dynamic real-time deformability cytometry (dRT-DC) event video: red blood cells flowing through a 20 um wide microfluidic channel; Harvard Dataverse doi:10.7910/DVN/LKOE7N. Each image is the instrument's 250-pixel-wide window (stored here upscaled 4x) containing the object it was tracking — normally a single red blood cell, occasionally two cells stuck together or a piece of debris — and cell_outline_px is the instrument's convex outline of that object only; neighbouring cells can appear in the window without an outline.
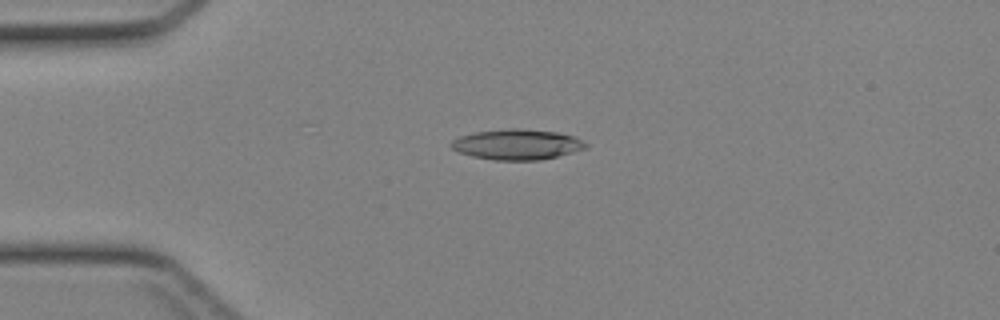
{"species": "Egyptian fruit bat (a non-hibernating species)", "species_latin": "Rousettus aegyptiacus", "temperature_condition": "cold", "stored_images_in_passage": 29, "camera_frame_rate_fps": 3000, "um_per_image_px": 0.085, "animal": {"sex": "female"}, "frame": {"image": 1, "passage_image": 10, "time_ms": 3.0, "image_size_px": [1000, 320], "cell_outline_px": [[588, 148], [540, 160], [492, 160], [472, 156], [460, 152], [452, 148], [448, 144], [452, 140], [460, 136], [472, 132], [512, 128], [516, 128], [556, 132], [572, 136], [588, 144]], "centroid_in_image_um": [43.91, 12.28], "position_along_channel_um": 41.1, "area_um2": 23.76}}
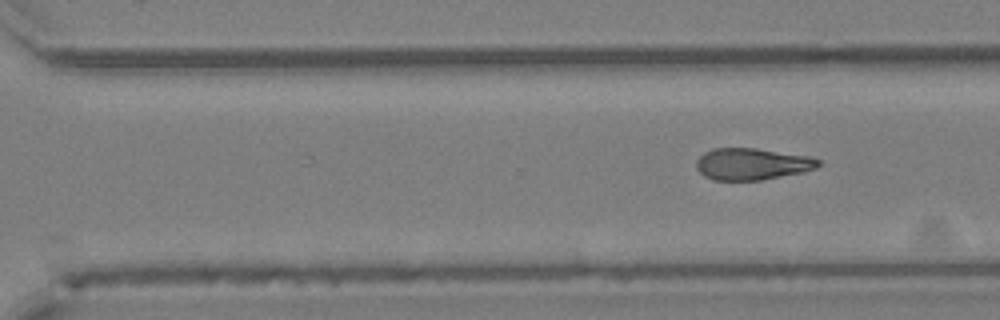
{"frame": {"image": 2, "passage_image": 29, "time_ms": 9.333, "image_size_px": [1000, 320], "cell_outline_px": [[820, 164], [816, 168], [804, 172], [760, 180], [712, 180], [704, 176], [696, 168], [696, 160], [704, 152], [712, 148], [756, 148], [812, 156], [820, 160]], "centroid_in_image_um": [63.93, 13.93], "position_along_channel_um": 306.7, "area_um2": 22.77}}